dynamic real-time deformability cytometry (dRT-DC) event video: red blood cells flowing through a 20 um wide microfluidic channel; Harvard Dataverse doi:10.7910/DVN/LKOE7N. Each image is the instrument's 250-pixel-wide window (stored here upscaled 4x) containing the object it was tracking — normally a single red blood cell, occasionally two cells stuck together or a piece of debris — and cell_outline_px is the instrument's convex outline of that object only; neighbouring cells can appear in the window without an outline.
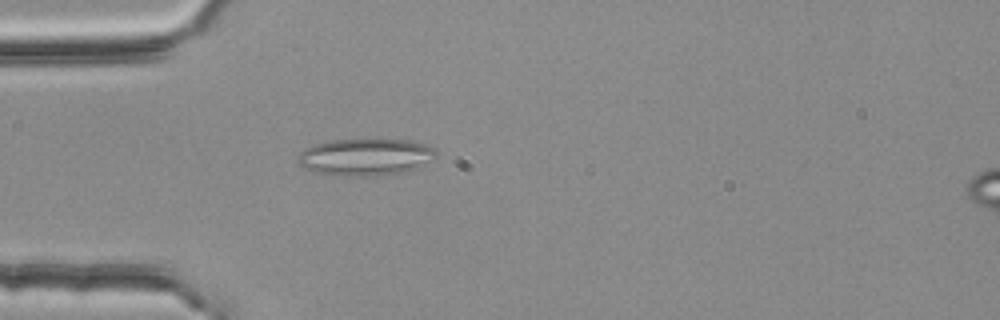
{"species": "common noctule bat (a hibernating species)", "species_latin": "Nyctalus noctula", "temperature_condition": "room temperature", "stored_images_in_passage": 43, "segment_of_instrument_passage": [1, 2], "camera_frame_rate_fps": 3000, "um_per_image_px": 0.085, "animal": {"sex": "female", "body_mass_g": 25.1}, "frame": {"image": 1, "passage_image": 5, "time_ms": 1.333, "image_size_px": [1000, 320], "cell_outline_px": [[436, 156], [432, 160], [412, 172], [380, 176], [344, 176], [316, 172], [304, 168], [296, 160], [296, 156], [304, 148], [312, 144], [328, 140], [408, 140], [424, 144], [432, 148], [436, 152]], "centroid_in_image_um": [31.06, 13.37], "position_along_channel_um": 53.9, "area_um2": 30.23}}